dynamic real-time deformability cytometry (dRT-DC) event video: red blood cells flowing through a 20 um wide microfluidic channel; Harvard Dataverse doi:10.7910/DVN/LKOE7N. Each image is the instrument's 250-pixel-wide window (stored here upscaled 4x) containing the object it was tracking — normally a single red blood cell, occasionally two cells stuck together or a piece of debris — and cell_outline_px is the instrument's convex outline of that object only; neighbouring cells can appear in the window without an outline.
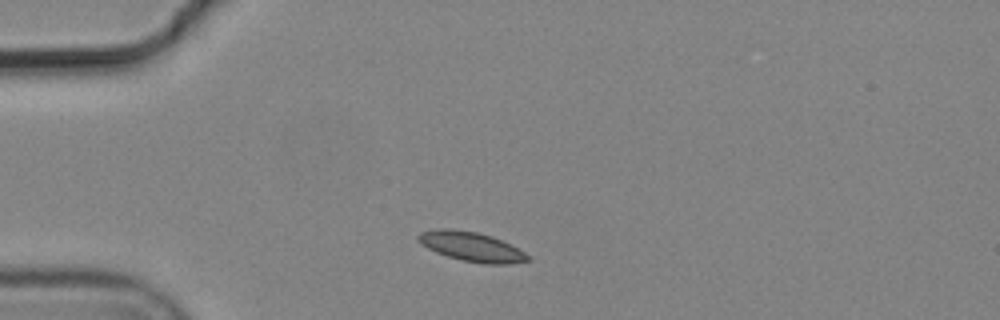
{"species": "common noctule bat (a hibernating species)", "species_latin": "Nyctalus noctula", "temperature_condition": "cold", "stored_images_in_passage": 5, "camera_frame_rate_fps": 3000, "um_per_image_px": 0.085, "animal": {"sex": "male", "body_mass_g": 19.2, "forearm_length_mm": 51.8}, "frame": {"image": 1, "passage_image": 1, "time_ms": 0.0, "image_size_px": [1000, 320], "cell_outline_px": [[532, 260], [508, 264], [484, 264], [460, 260], [436, 252], [420, 244], [416, 240], [416, 236], [420, 232], [436, 228], [448, 228], [476, 232], [500, 240], [524, 252]], "centroid_in_image_um": [40.0, 20.97], "position_along_channel_um": 45.0, "area_um2": 18.67}}
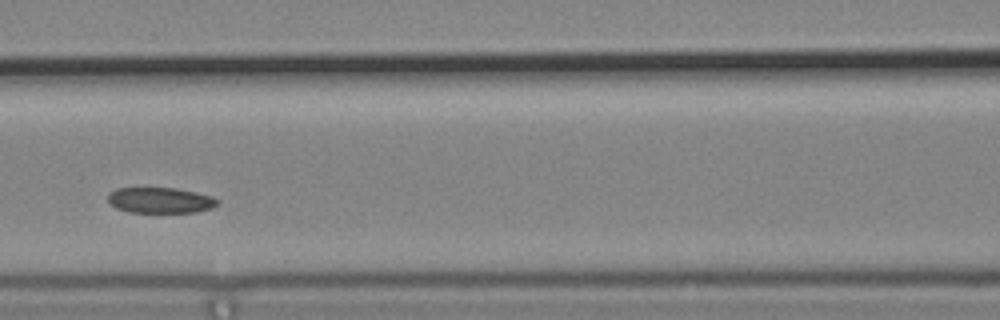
{"frame": {"image": 2, "passage_image": 4, "time_ms": 1.0, "image_size_px": [1000, 320], "cell_outline_px": [[220, 204], [212, 208], [196, 212], [128, 212], [116, 208], [108, 204], [108, 192], [116, 188], [176, 188], [196, 192], [212, 196], [220, 200]], "centroid_in_image_um": [13.62, 17.02], "position_along_channel_um": 153.0, "area_um2": 16.65}}
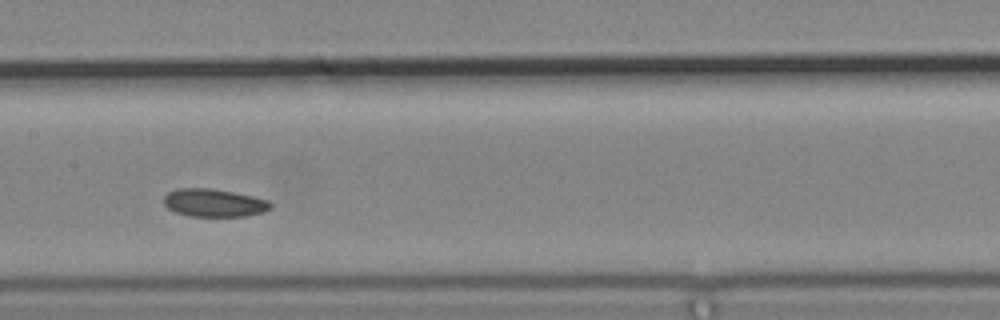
{"frame": {"image": 3, "passage_image": 5, "time_ms": 1.333, "image_size_px": [1000, 320], "cell_outline_px": [[272, 208], [264, 212], [244, 216], [188, 216], [176, 212], [168, 208], [164, 204], [164, 196], [168, 192], [176, 188], [208, 188], [232, 192], [252, 196], [268, 200], [272, 204]], "centroid_in_image_um": [18.18, 17.24], "position_along_channel_um": 189.2, "area_um2": 17.34}}